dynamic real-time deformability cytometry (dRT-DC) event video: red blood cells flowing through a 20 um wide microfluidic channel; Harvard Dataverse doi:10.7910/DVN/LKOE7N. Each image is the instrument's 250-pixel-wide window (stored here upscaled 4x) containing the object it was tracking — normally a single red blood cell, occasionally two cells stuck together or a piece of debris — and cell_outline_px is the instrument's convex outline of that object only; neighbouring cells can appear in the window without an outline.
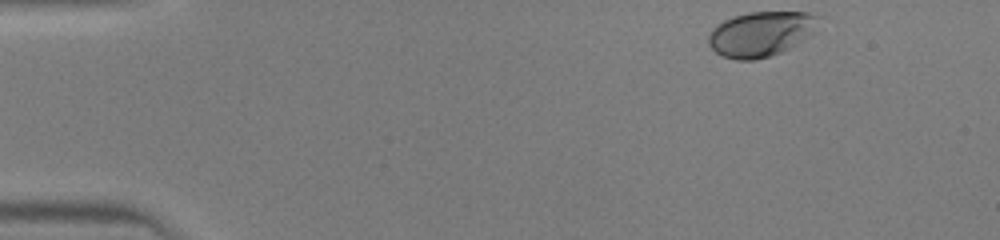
{"species": "human", "species_latin": "Homo sapiens", "temperature_condition": "warm", "stored_images_in_passage": 36, "camera_frame_rate_fps": 3000, "um_per_image_px": 0.085, "donor": {"sex": "male"}, "frame": {"image": 1, "passage_image": 1, "time_ms": 0.0, "image_size_px": [1000, 240], "cell_outline_px": [[824, 16], [816, 32], [788, 48], [780, 52], [768, 56], [752, 60], [736, 60], [720, 56], [708, 44], [708, 36], [712, 28], [716, 24], [724, 20], [748, 12], [808, 12]], "centroid_in_image_um": [64.72, 2.86], "position_along_channel_um": 20.3, "area_um2": 29.19}}
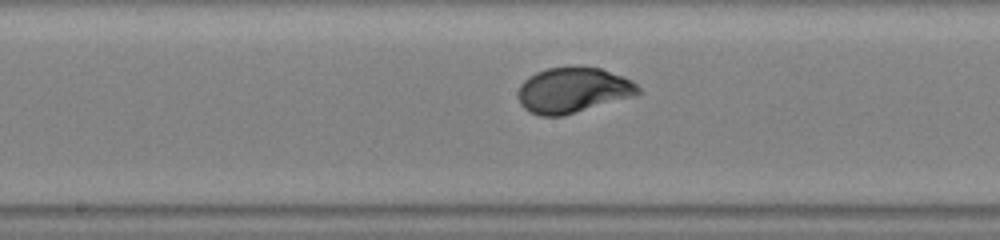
{"frame": {"image": 2, "passage_image": 20, "time_ms": 6.333, "image_size_px": [1000, 240], "cell_outline_px": [[640, 92], [636, 96], [560, 116], [540, 116], [528, 112], [520, 104], [520, 84], [528, 76], [536, 72], [548, 68], [600, 68], [624, 76], [632, 80], [640, 88]], "centroid_in_image_um": [48.72, 7.68], "position_along_channel_um": 199.5, "area_um2": 31.44}}
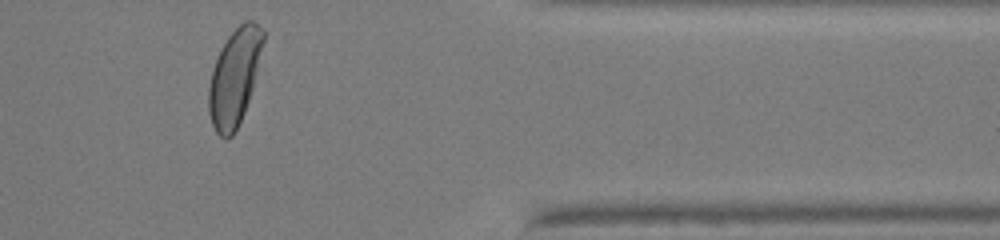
{"frame": {"image": 3, "passage_image": 34, "time_ms": 11.0, "image_size_px": [1000, 240], "cell_outline_px": [[264, 40], [252, 88], [244, 112], [232, 136], [224, 140], [216, 132], [212, 124], [208, 112], [208, 88], [212, 68], [220, 48], [228, 36], [244, 20], [252, 20], [264, 32]], "centroid_in_image_um": [19.89, 6.56], "position_along_channel_um": 391.5, "area_um2": 30.35}}